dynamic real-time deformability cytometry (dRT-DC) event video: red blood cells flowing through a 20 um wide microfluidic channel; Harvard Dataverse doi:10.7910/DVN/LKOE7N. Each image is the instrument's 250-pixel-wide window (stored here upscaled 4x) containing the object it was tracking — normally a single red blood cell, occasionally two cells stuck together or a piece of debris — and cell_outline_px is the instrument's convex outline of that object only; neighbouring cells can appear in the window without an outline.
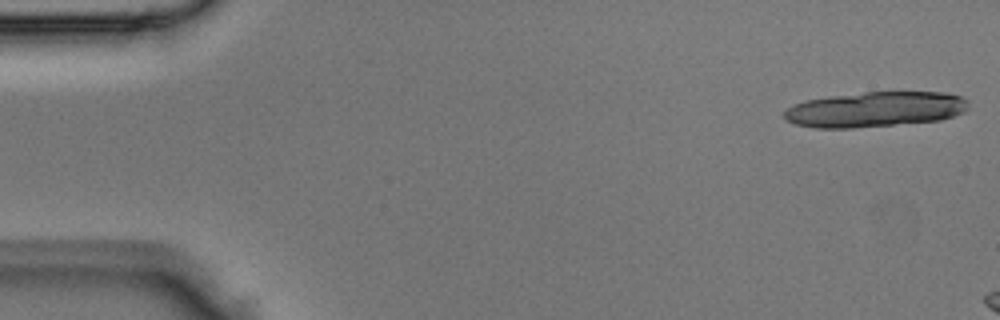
{"species": "Egyptian fruit bat (a non-hibernating species)", "species_latin": "Rousettus aegyptiacus", "temperature_condition": "room temperature", "stored_images_in_passage": 6, "camera_frame_rate_fps": 3000, "um_per_image_px": 0.085, "animal": {"sex": "male"}, "frame": {"image": 1, "passage_image": 1, "time_ms": 0.0, "image_size_px": [1000, 320], "cell_outline_px": [[968, 108], [964, 112], [940, 120], [852, 128], [816, 128], [796, 124], [788, 120], [784, 116], [784, 112], [788, 108], [796, 104], [808, 100], [832, 96], [864, 92], [944, 92], [960, 96], [968, 100]], "centroid_in_image_um": [74.43, 9.29], "position_along_channel_um": 10.6, "area_um2": 37.51}}